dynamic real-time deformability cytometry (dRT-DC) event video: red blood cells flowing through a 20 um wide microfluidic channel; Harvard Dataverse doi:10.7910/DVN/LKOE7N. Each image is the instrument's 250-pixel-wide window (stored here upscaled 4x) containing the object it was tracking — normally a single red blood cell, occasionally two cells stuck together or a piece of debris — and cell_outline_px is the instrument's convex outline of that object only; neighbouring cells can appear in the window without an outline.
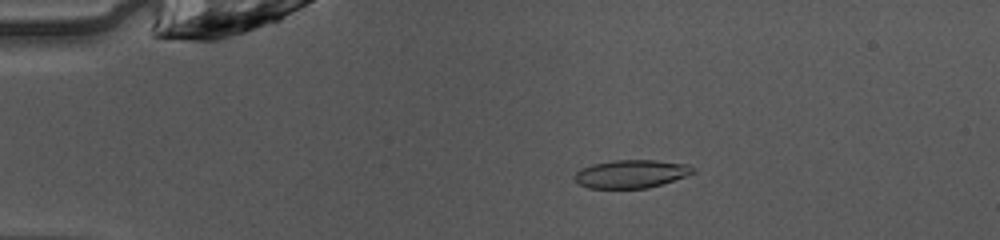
{"species": "common noctule bat (a hibernating species)", "species_latin": "Nyctalus noctula", "temperature_condition": "warm", "stored_images_in_passage": 27, "camera_frame_rate_fps": 3000, "um_per_image_px": 0.085, "animal": {"sex": "female", "body_mass_g": 10.0, "forearm_length_mm": 53.1}, "frame": {"image": 1, "passage_image": 10, "time_ms": 3.0, "image_size_px": [1000, 240], "cell_outline_px": [[696, 172], [648, 188], [588, 188], [580, 184], [572, 176], [580, 168], [592, 164], [612, 160], [656, 160], [688, 164], [696, 168]], "centroid_in_image_um": [53.63, 14.77], "position_along_channel_um": 31.4, "area_um2": 19.42}}
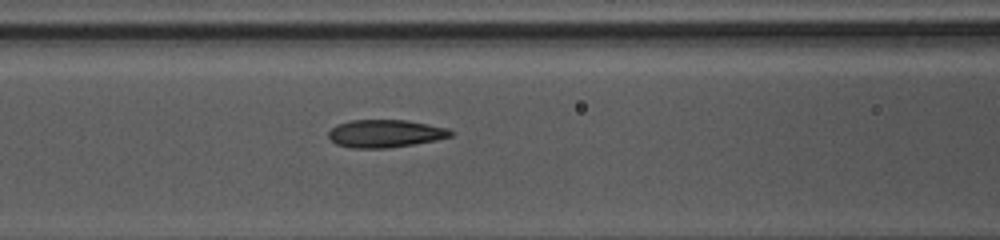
{"frame": {"image": 2, "passage_image": 21, "time_ms": 6.667, "image_size_px": [1000, 240], "cell_outline_px": [[456, 132], [452, 136], [436, 140], [388, 148], [352, 148], [336, 144], [328, 136], [328, 132], [336, 124], [348, 120], [408, 120], [448, 128]], "centroid_in_image_um": [32.76, 11.34], "position_along_channel_um": 133.8, "area_um2": 19.88}}
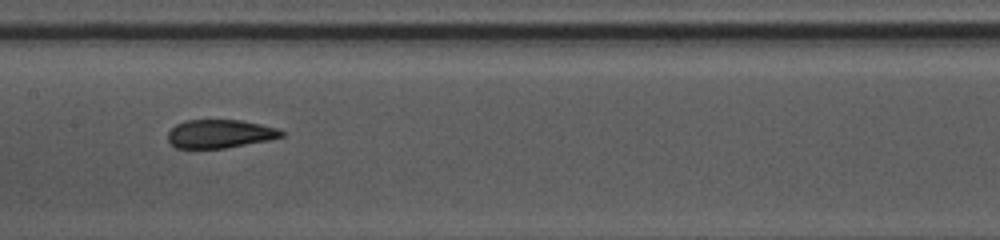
{"frame": {"image": 3, "passage_image": 25, "time_ms": 8.0, "image_size_px": [1000, 240], "cell_outline_px": [[284, 136], [268, 140], [224, 148], [176, 148], [168, 140], [168, 132], [176, 124], [184, 120], [240, 120], [260, 124], [276, 128], [284, 132]], "centroid_in_image_um": [18.67, 11.37], "position_along_channel_um": 188.7, "area_um2": 18.67}}